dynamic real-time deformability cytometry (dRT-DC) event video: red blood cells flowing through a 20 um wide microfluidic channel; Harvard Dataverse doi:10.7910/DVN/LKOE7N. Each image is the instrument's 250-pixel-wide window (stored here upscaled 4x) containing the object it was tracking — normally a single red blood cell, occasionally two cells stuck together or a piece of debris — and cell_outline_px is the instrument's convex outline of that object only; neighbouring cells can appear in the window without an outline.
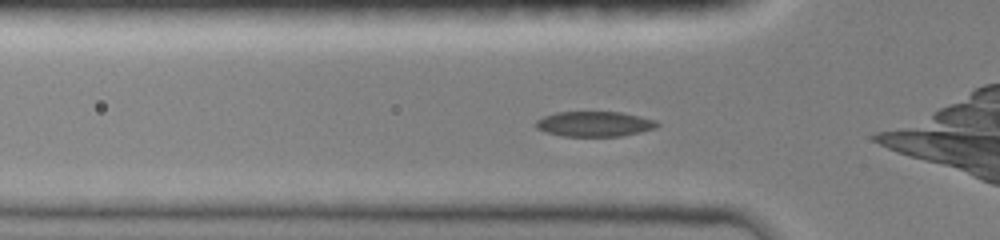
{"species": "common noctule bat (a hibernating species)", "species_latin": "Nyctalus noctula", "temperature_condition": "room temperature", "stored_images_in_passage": 37, "camera_frame_rate_fps": 3000, "um_per_image_px": 0.085, "animal": {"sex": "female", "body_mass_g": 19.0, "forearm_length_mm": 51.5}, "frame": {"image": 1, "passage_image": 6, "time_ms": 1.667, "image_size_px": [1000, 240], "cell_outline_px": [[660, 124], [656, 128], [640, 132], [620, 136], [564, 136], [544, 132], [536, 128], [532, 124], [536, 120], [544, 116], [556, 112], [620, 112], [640, 116], [656, 120]], "centroid_in_image_um": [50.5, 10.53], "position_along_channel_um": 75.3, "area_um2": 17.92}}
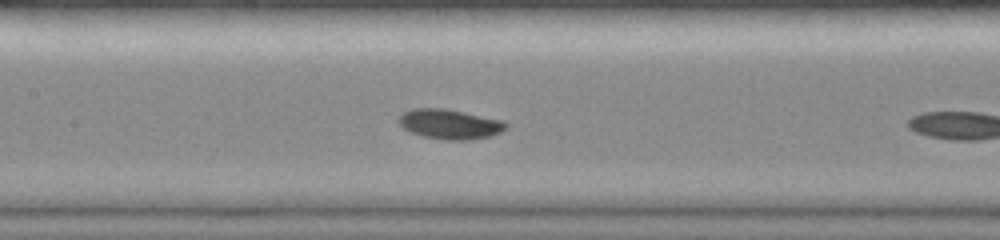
{"frame": {"image": 2, "passage_image": 13, "time_ms": 4.0, "image_size_px": [1000, 240], "cell_outline_px": [[508, 124], [500, 132], [492, 136], [468, 140], [448, 140], [424, 136], [412, 132], [404, 128], [396, 120], [404, 112], [412, 108], [444, 108], [504, 120]], "centroid_in_image_um": [38.24, 10.54], "position_along_channel_um": 169.2, "area_um2": 18.55}}
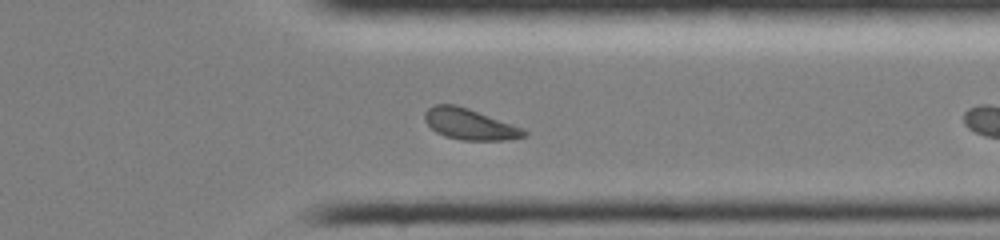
{"frame": {"image": 3, "passage_image": 28, "time_ms": 9.0, "image_size_px": [1000, 240], "cell_outline_px": [[528, 136], [508, 140], [460, 140], [444, 136], [436, 132], [424, 120], [424, 112], [428, 108], [436, 104], [456, 104], [468, 108], [512, 124], [528, 132]], "centroid_in_image_um": [39.91, 10.56], "position_along_channel_um": 371.5, "area_um2": 17.92}, "authors_computed_cell_mechanics": {"area_um2": 18.496, "velocity_mm_per_s": 4.0187, "shape_relaxation_time_tau1_ms": 1.8825, "shape_relaxation_time_tau2_ms": null, "deformation_change_tau1": 0.1123, "deformation_change_tau2": null}}